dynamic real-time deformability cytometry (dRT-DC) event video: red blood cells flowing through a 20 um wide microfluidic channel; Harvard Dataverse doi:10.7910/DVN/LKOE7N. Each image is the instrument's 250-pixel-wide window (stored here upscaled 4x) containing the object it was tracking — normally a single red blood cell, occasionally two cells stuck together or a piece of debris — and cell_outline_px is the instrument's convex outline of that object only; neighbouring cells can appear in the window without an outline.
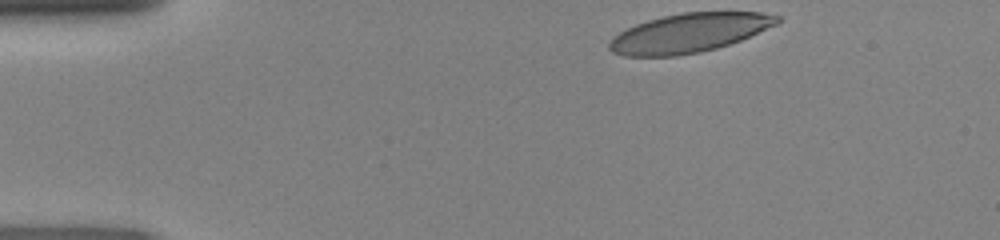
{"species": "human", "species_latin": "Homo sapiens", "temperature_condition": "room temperature", "stored_images_in_passage": 35, "camera_frame_rate_fps": 3000, "um_per_image_px": 0.085, "donor": {"sex": "female"}, "frame": {"image": 1, "passage_image": 1, "time_ms": 0.0, "image_size_px": [1000, 240], "cell_outline_px": [[780, 20], [776, 24], [740, 40], [716, 48], [700, 52], [676, 56], [624, 56], [612, 52], [608, 48], [608, 44], [612, 36], [636, 24], [648, 20], [664, 16], [684, 12], [760, 12], [780, 16]], "centroid_in_image_um": [58.54, 2.8], "position_along_channel_um": 26.5, "area_um2": 37.92}}
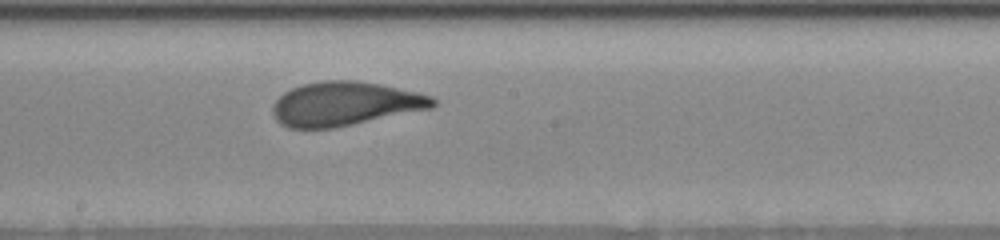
{"frame": {"image": 2, "passage_image": 20, "time_ms": 6.333, "image_size_px": [1000, 240], "cell_outline_px": [[436, 104], [432, 108], [332, 128], [288, 128], [280, 124], [276, 120], [272, 112], [272, 104], [284, 92], [292, 88], [304, 84], [324, 80], [356, 80], [380, 84], [416, 92], [432, 96], [436, 100]], "centroid_in_image_um": [29.29, 8.82], "position_along_channel_um": 218.9, "area_um2": 40.86}}
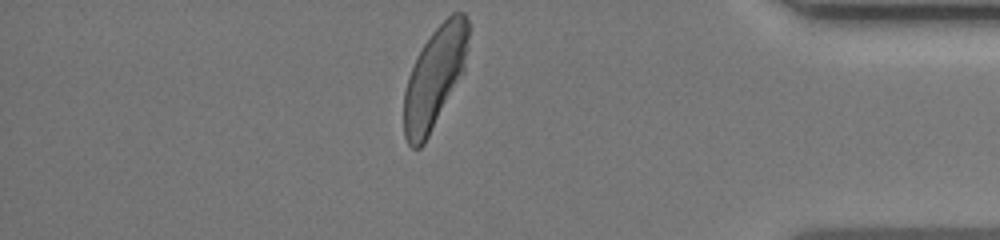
{"frame": {"image": 3, "passage_image": 35, "time_ms": 11.333, "image_size_px": [1000, 240], "cell_outline_px": [[468, 48], [464, 72], [424, 144], [420, 148], [412, 148], [408, 144], [404, 136], [404, 92], [408, 76], [416, 56], [432, 32], [452, 12], [464, 12], [468, 20]], "centroid_in_image_um": [36.95, 6.58], "position_along_channel_um": 398.3, "area_um2": 37.97}}